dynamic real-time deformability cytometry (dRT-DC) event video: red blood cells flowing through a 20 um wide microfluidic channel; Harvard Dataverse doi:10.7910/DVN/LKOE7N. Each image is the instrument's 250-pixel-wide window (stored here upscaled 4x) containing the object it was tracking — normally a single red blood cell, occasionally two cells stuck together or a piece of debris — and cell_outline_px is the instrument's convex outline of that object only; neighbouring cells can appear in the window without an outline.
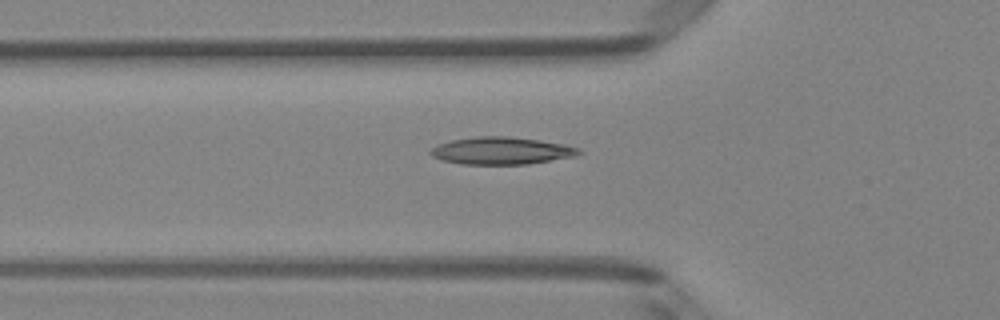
{"species": "Egyptian fruit bat (a non-hibernating species)", "species_latin": "Rousettus aegyptiacus", "temperature_condition": "room temperature", "stored_images_in_passage": 45, "camera_frame_rate_fps": 3000, "um_per_image_px": 0.085, "animal": {"sex": "female"}, "frame": {"image": 1, "passage_image": 17, "time_ms": 5.333, "image_size_px": [1000, 320], "cell_outline_px": [[584, 152], [576, 156], [528, 164], [460, 164], [444, 160], [432, 156], [428, 152], [436, 144], [452, 140], [476, 136], [508, 136], [540, 140], [564, 144], [580, 148]], "centroid_in_image_um": [42.64, 12.81], "position_along_channel_um": 83.2, "area_um2": 23.76}}
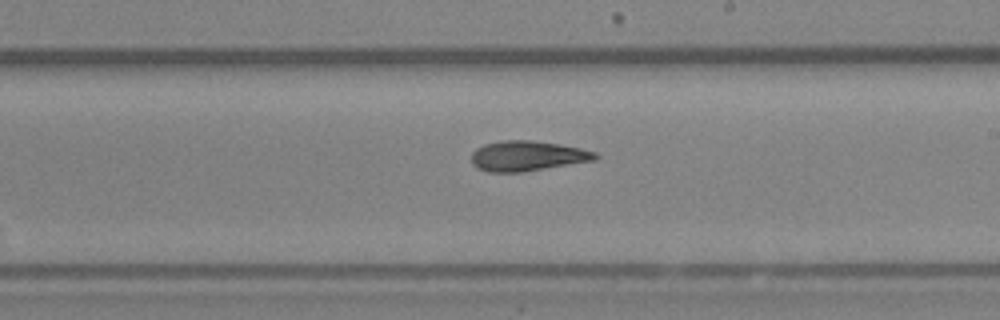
{"frame": {"image": 2, "passage_image": 29, "time_ms": 9.333, "image_size_px": [1000, 320], "cell_outline_px": [[600, 156], [596, 160], [520, 172], [488, 172], [476, 168], [472, 164], [472, 152], [476, 148], [484, 144], [504, 140], [532, 140], [560, 144], [580, 148], [596, 152]], "centroid_in_image_um": [44.82, 13.25], "position_along_channel_um": 244.2, "area_um2": 21.79}}
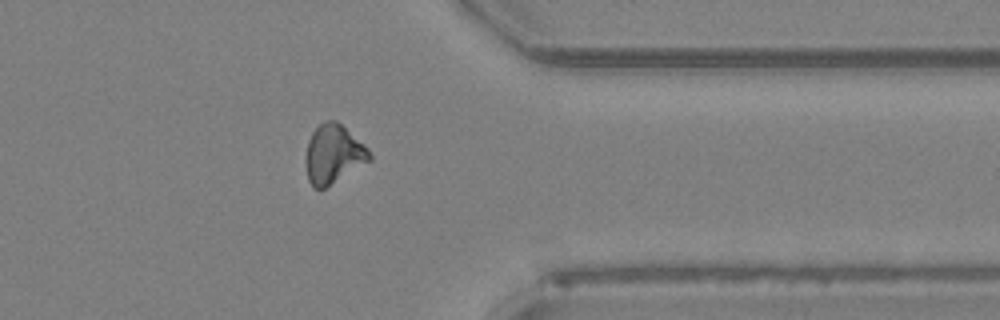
{"frame": {"image": 3, "passage_image": 40, "time_ms": 13.0, "image_size_px": [1000, 320], "cell_outline_px": [[372, 160], [324, 188], [312, 188], [308, 180], [304, 164], [304, 156], [308, 140], [312, 132], [324, 120], [336, 120], [364, 144], [368, 148], [372, 156]], "centroid_in_image_um": [28.31, 13.1], "position_along_channel_um": 383.1, "area_um2": 22.08}}